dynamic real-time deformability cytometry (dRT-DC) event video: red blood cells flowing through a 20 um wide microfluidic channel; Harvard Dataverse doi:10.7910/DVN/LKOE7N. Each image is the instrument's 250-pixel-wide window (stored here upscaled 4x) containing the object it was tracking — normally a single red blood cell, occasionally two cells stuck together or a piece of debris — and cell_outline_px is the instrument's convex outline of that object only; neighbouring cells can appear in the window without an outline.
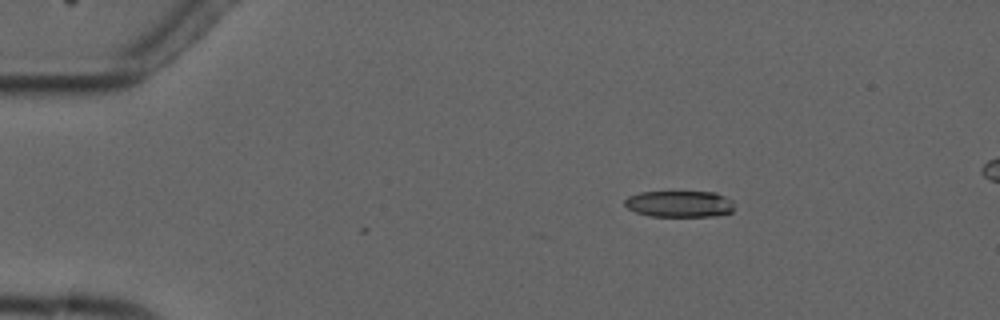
{"species": "common noctule bat (a hibernating species)", "species_latin": "Nyctalus noctula", "temperature_condition": "cold", "stored_images_in_passage": 3, "camera_frame_rate_fps": 3000, "um_per_image_px": 0.085, "animal": {"sex": "male", "forearm_length_mm": 52.5}, "frame": {"image": 1, "passage_image": 1, "time_ms": 0.0, "image_size_px": [1000, 320], "cell_outline_px": [[732, 212], [716, 216], [648, 216], [636, 212], [628, 208], [624, 204], [624, 200], [628, 196], [640, 192], [716, 192], [732, 200]], "centroid_in_image_um": [57.74, 17.33], "position_along_channel_um": 27.3, "area_um2": 16.88}}